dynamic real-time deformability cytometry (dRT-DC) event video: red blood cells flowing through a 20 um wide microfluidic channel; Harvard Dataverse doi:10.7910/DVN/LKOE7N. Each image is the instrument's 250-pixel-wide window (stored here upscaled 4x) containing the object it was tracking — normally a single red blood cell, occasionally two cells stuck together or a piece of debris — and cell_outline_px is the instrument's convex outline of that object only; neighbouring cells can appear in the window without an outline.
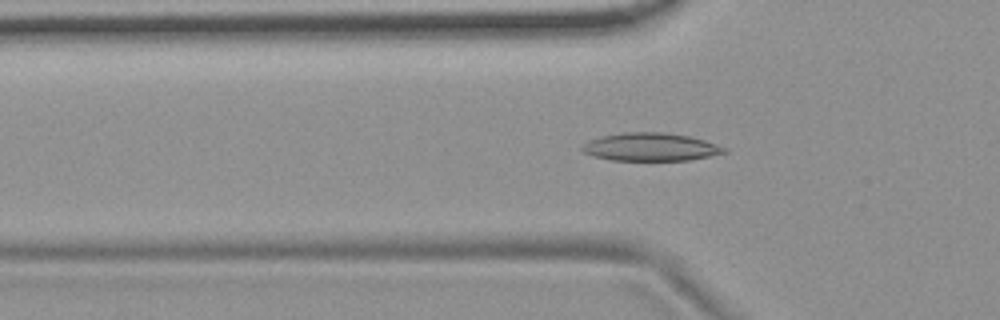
{"species": "common noctule bat (a hibernating species)", "species_latin": "Nyctalus noctula", "temperature_condition": "room temperature", "stored_images_in_passage": 55, "camera_frame_rate_fps": 3000, "um_per_image_px": 0.085, "animal": {"sex": "female", "body_mass_g": 19.9}, "frame": {"image": 1, "passage_image": 17, "time_ms": 5.333, "image_size_px": [1000, 320], "cell_outline_px": [[728, 152], [688, 160], [612, 160], [592, 156], [584, 152], [580, 148], [588, 140], [600, 136], [624, 132], [664, 132], [688, 136], [704, 140], [728, 148]], "centroid_in_image_um": [55.28, 12.49], "position_along_channel_um": 70.5, "area_um2": 23.18}}
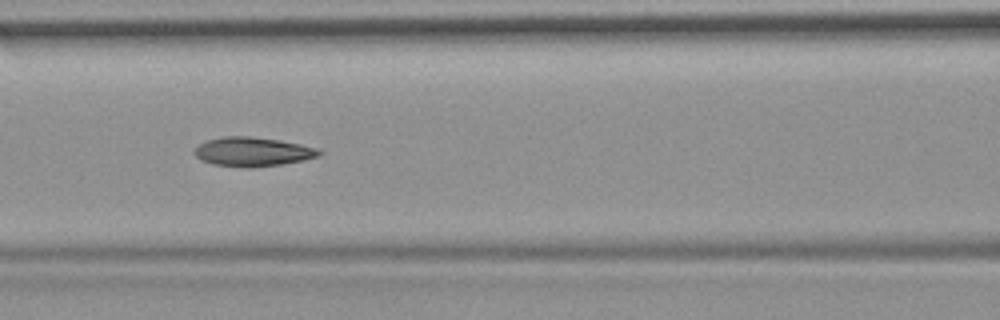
{"frame": {"image": 2, "passage_image": 23, "time_ms": 7.333, "image_size_px": [1000, 320], "cell_outline_px": [[324, 152], [320, 156], [304, 160], [280, 164], [248, 168], [244, 168], [212, 164], [200, 160], [192, 152], [200, 144], [208, 140], [224, 136], [248, 136], [280, 140], [320, 148]], "centroid_in_image_um": [21.5, 12.9], "position_along_channel_um": 145.1, "area_um2": 21.33}}
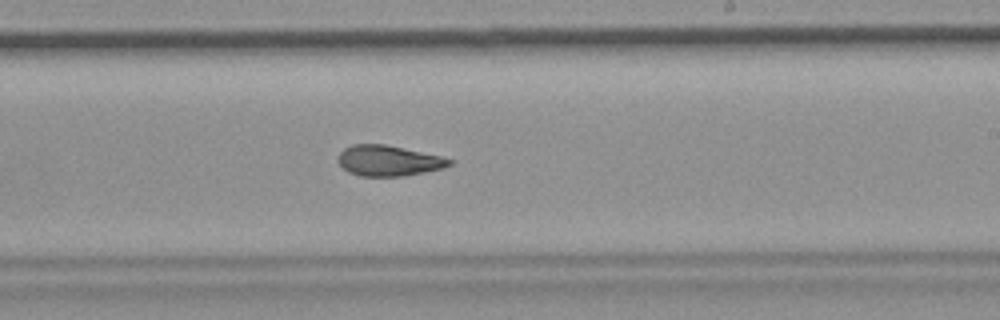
{"frame": {"image": 3, "passage_image": 32, "time_ms": 10.333, "image_size_px": [1000, 320], "cell_outline_px": [[456, 160], [452, 164], [444, 168], [404, 176], [360, 176], [348, 172], [336, 160], [336, 156], [344, 148], [352, 144], [384, 144], [440, 156]], "centroid_in_image_um": [33.01, 13.66], "position_along_channel_um": 256.0, "area_um2": 19.94}}